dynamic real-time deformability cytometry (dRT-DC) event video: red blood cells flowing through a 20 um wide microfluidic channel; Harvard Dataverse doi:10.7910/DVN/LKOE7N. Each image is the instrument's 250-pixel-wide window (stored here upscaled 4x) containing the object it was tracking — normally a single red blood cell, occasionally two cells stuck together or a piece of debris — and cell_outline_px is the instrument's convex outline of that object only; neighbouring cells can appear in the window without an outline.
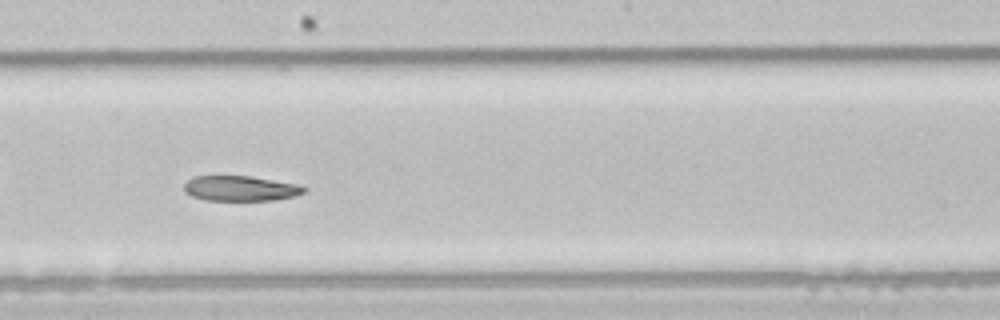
{"species": "common noctule bat (a hibernating species)", "species_latin": "Nyctalus noctula", "temperature_condition": "room temperature", "stored_images_in_passage": 38, "camera_frame_rate_fps": 3000, "um_per_image_px": 0.085, "animal": {"sex": "male", "body_mass_g": 21.5, "forearm_length_mm": 52.0}, "frame": {"image": 1, "passage_image": 27, "time_ms": 8.667, "image_size_px": [1000, 320], "cell_outline_px": [[308, 188], [304, 192], [296, 196], [272, 200], [204, 200], [192, 196], [184, 192], [184, 184], [192, 176], [248, 176], [300, 184]], "centroid_in_image_um": [20.44, 16.01], "position_along_channel_um": 227.8, "area_um2": 17.69}}
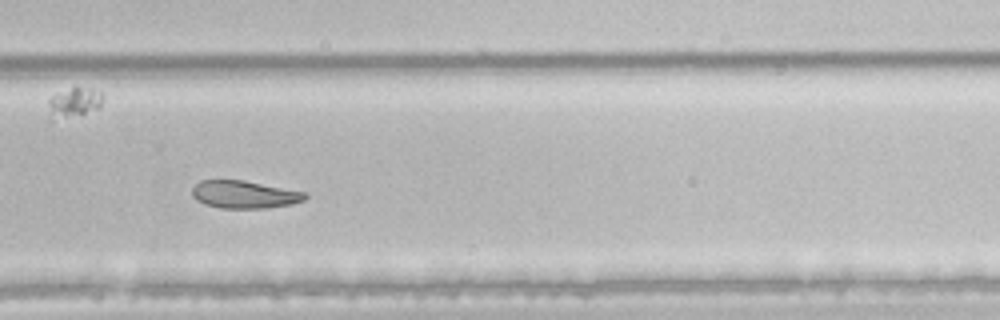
{"frame": {"image": 2, "passage_image": 33, "time_ms": 10.667, "image_size_px": [1000, 320], "cell_outline_px": [[308, 196], [304, 200], [292, 204], [264, 208], [220, 208], [204, 204], [196, 200], [192, 196], [192, 188], [200, 180], [244, 180], [308, 192]], "centroid_in_image_um": [20.78, 16.53], "position_along_channel_um": 309.0, "area_um2": 18.38}, "authors_computed_cell_mechanics": {"area_um2": 19.6231, "velocity_mm_per_s": 4.0913, "shape_relaxation_time_tau1_ms": 6.8598, "shape_relaxation_time_tau2_ms": null, "deformation_change_tau1": 0.1722, "deformation_change_tau2": null}}